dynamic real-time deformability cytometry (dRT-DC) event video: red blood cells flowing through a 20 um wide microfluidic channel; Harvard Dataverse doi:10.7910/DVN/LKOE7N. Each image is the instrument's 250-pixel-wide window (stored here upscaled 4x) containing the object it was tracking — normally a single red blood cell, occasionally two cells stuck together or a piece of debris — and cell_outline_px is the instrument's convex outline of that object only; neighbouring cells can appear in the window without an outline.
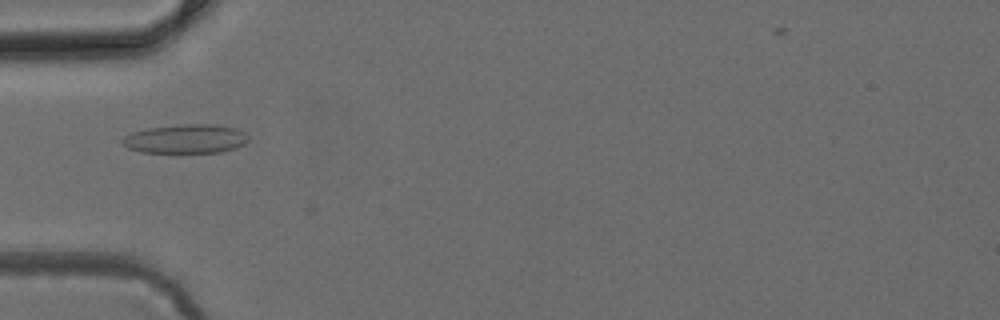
{"species": "common noctule bat (a hibernating species)", "species_latin": "Nyctalus noctula", "temperature_condition": "cold", "stored_images_in_passage": 29, "camera_frame_rate_fps": 3000, "um_per_image_px": 0.085, "animal": {"sex": "female", "body_mass_g": 24.6, "forearm_length_mm": 56.2}, "frame": {"image": 1, "passage_image": 1, "time_ms": 0.0, "image_size_px": [1000, 320], "cell_outline_px": [[248, 140], [244, 144], [236, 148], [220, 152], [140, 152], [128, 148], [120, 140], [124, 136], [132, 132], [148, 128], [184, 124], [216, 124], [236, 128], [244, 132], [248, 136]], "centroid_in_image_um": [15.8, 11.79], "position_along_channel_um": 69.2, "area_um2": 21.27}}
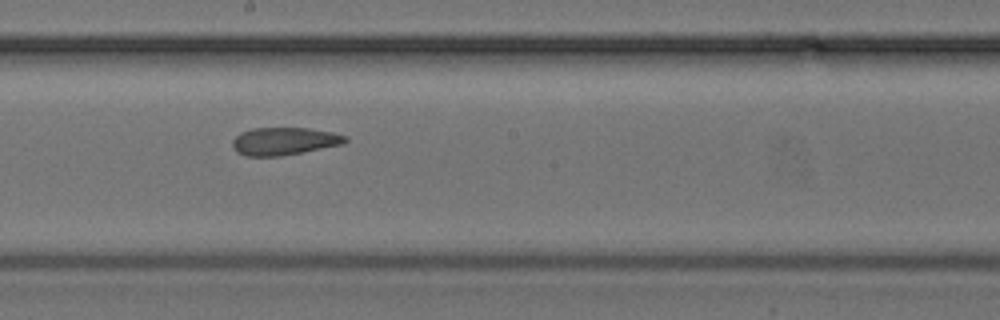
{"frame": {"image": 2, "passage_image": 12, "time_ms": 3.667, "image_size_px": [1000, 320], "cell_outline_px": [[348, 140], [344, 144], [280, 156], [244, 156], [236, 152], [232, 148], [232, 140], [240, 132], [252, 128], [308, 128], [332, 132], [348, 136]], "centroid_in_image_um": [24.13, 12.0], "position_along_channel_um": 224.1, "area_um2": 18.32}}
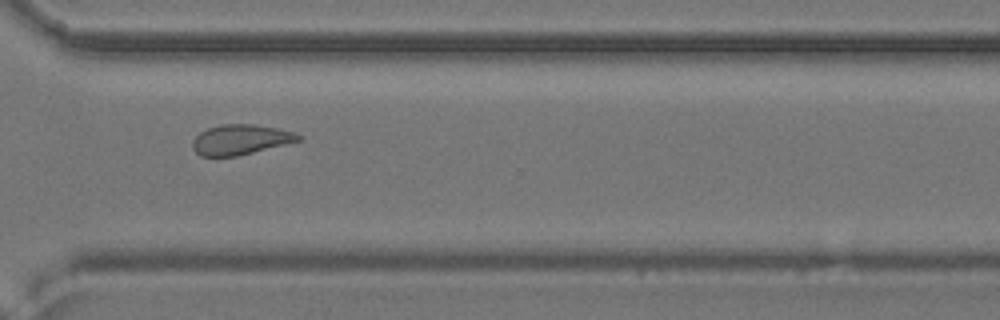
{"frame": {"image": 3, "passage_image": 21, "time_ms": 6.667, "image_size_px": [1000, 320], "cell_outline_px": [[304, 140], [236, 156], [200, 156], [192, 148], [192, 140], [200, 132], [208, 128], [220, 124], [252, 124], [276, 128], [296, 132], [304, 136]], "centroid_in_image_um": [20.48, 11.86], "position_along_channel_um": 350.1, "area_um2": 18.73}}